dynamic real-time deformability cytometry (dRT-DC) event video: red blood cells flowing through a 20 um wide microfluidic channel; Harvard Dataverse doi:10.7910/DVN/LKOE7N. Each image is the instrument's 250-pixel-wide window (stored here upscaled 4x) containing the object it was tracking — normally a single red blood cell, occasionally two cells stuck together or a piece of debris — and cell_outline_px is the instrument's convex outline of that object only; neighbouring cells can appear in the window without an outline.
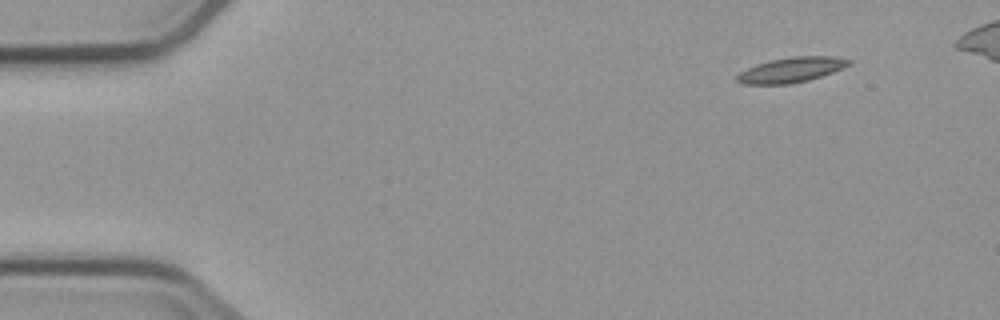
{"species": "common noctule bat (a hibernating species)", "species_latin": "Nyctalus noctula", "temperature_condition": "cold", "stored_images_in_passage": 4, "camera_frame_rate_fps": 3000, "um_per_image_px": 0.085, "animal": {"sex": "male", "body_mass_g": 23.1, "forearm_length_mm": 52.7}, "frame": {"image": 1, "passage_image": 1, "time_ms": 0.0, "image_size_px": [1000, 320], "cell_outline_px": [[852, 64], [844, 68], [808, 80], [788, 84], [744, 84], [736, 80], [736, 76], [740, 72], [756, 64], [768, 60], [792, 56], [836, 56], [852, 60]], "centroid_in_image_um": [67.29, 5.92], "position_along_channel_um": 17.7, "area_um2": 16.42}}